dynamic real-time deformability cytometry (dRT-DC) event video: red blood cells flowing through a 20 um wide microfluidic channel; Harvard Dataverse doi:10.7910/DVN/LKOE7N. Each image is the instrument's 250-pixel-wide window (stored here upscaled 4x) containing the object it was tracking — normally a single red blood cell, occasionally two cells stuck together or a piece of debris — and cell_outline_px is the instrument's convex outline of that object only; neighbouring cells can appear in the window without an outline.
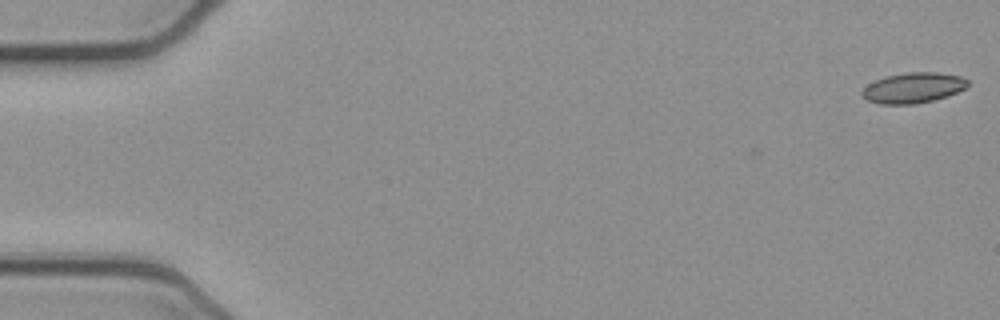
{"species": "common noctule bat (a hibernating species)", "species_latin": "Nyctalus noctula", "temperature_condition": "cold", "stored_images_in_passage": 3, "camera_frame_rate_fps": 3000, "um_per_image_px": 0.085, "animal": {"sex": "female", "body_mass_g": 21.9}, "frame": {"image": 1, "passage_image": 3, "time_ms": 0.667, "image_size_px": [1000, 320], "cell_outline_px": [[968, 84], [964, 88], [956, 92], [932, 100], [916, 104], [880, 104], [864, 100], [860, 92], [868, 84], [884, 76], [908, 72], [936, 72], [960, 76], [968, 80]], "centroid_in_image_um": [77.56, 7.46], "position_along_channel_um": 7.4, "area_um2": 18.67}}